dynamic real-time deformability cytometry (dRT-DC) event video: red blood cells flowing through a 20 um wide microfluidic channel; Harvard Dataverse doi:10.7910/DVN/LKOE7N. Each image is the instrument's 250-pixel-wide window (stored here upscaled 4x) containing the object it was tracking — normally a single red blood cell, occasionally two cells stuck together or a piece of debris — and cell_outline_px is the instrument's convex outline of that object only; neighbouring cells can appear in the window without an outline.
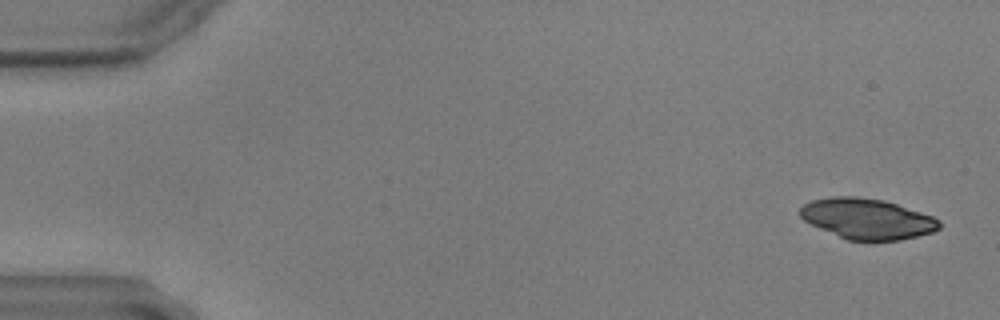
{"species": "common noctule bat (a hibernating species)", "species_latin": "Nyctalus noctula", "temperature_condition": "warm", "stored_images_in_passage": 54, "camera_frame_rate_fps": 3000, "um_per_image_px": 0.085, "animal": {"sex": "male", "body_mass_g": 17.9, "forearm_length_mm": 54.2}, "frame": {"image": 1, "passage_image": 3, "time_ms": 0.667, "image_size_px": [1000, 320], "cell_outline_px": [[940, 228], [932, 232], [900, 240], [848, 240], [820, 228], [804, 220], [800, 216], [800, 208], [804, 204], [812, 200], [832, 196], [856, 196], [884, 200], [932, 216], [940, 220]], "centroid_in_image_um": [73.7, 18.58], "position_along_channel_um": 11.3, "area_um2": 32.54}}
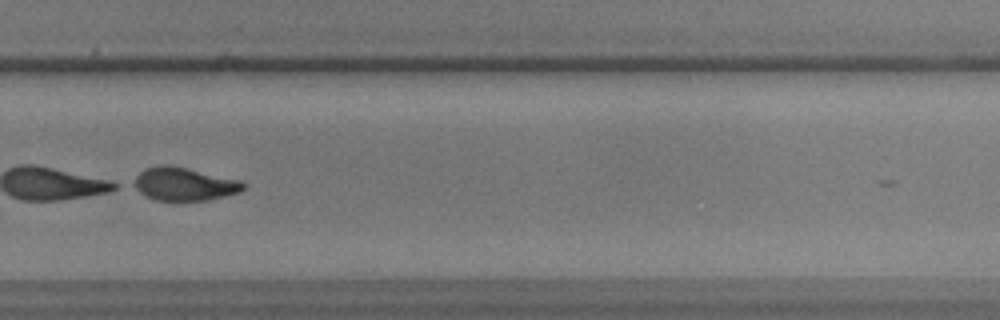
{"frame": {"image": 2, "passage_image": 41, "time_ms": 13.333, "image_size_px": [1000, 320], "cell_outline_px": [[248, 188], [240, 192], [208, 200], [156, 200], [132, 188], [128, 184], [144, 168], [160, 164], [168, 164], [188, 168], [240, 180], [248, 184]], "centroid_in_image_um": [15.64, 15.63], "position_along_channel_um": 314.2, "area_um2": 21.56}}